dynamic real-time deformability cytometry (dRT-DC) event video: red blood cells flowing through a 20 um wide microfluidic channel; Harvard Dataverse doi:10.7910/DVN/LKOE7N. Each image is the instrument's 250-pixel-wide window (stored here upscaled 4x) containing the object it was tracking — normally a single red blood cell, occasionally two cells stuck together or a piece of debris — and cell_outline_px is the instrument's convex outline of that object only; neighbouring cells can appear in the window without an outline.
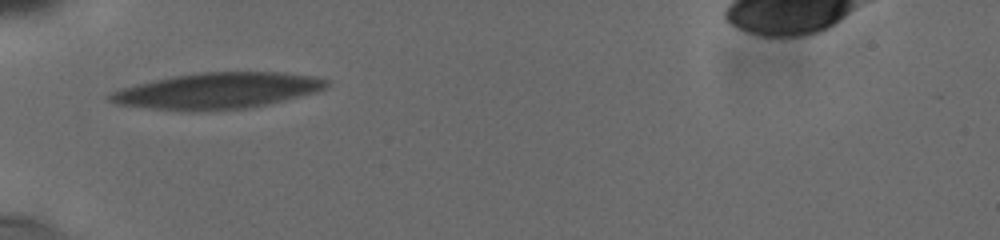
{"species": "human", "species_latin": "Homo sapiens", "temperature_condition": "cold", "stored_images_in_passage": 2, "camera_frame_rate_fps": 3000, "um_per_image_px": 0.085, "donor": {"sex": "male"}, "frame": {"image": 1, "passage_image": 1, "time_ms": 0.0, "image_size_px": [1000, 240], "cell_outline_px": [[328, 84], [324, 88], [312, 92], [264, 104], [244, 108], [204, 112], [180, 112], [144, 108], [116, 104], [108, 100], [104, 96], [120, 88], [136, 84], [176, 76], [204, 72], [276, 72], [308, 76], [328, 80]], "centroid_in_image_um": [18.31, 7.74], "position_along_channel_um": 66.7, "area_um2": 45.08}}